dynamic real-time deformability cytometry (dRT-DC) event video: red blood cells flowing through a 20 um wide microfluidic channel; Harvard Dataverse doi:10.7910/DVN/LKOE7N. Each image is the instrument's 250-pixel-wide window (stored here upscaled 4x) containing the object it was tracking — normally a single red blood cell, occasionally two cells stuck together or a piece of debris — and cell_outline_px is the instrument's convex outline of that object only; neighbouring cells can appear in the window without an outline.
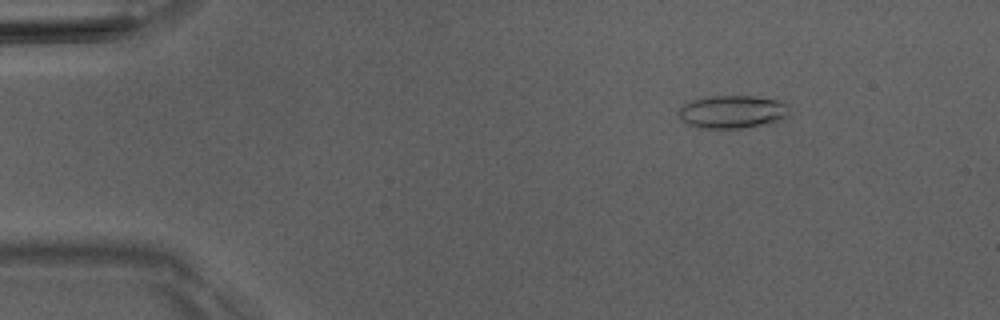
{"species": "Egyptian fruit bat (a non-hibernating species)", "species_latin": "Rousettus aegyptiacus", "temperature_condition": "room temperature", "stored_images_in_passage": 7, "camera_frame_rate_fps": 3000, "um_per_image_px": 0.085, "animal": {"sex": "male"}, "frame": {"image": 1, "passage_image": 3, "time_ms": 2.333, "image_size_px": [1000, 320], "cell_outline_px": [[788, 116], [780, 120], [740, 128], [700, 128], [688, 124], [680, 120], [680, 108], [684, 104], [692, 100], [712, 96], [752, 96], [780, 100], [788, 104]], "centroid_in_image_um": [62.26, 9.49], "position_along_channel_um": 22.7, "area_um2": 21.04}}